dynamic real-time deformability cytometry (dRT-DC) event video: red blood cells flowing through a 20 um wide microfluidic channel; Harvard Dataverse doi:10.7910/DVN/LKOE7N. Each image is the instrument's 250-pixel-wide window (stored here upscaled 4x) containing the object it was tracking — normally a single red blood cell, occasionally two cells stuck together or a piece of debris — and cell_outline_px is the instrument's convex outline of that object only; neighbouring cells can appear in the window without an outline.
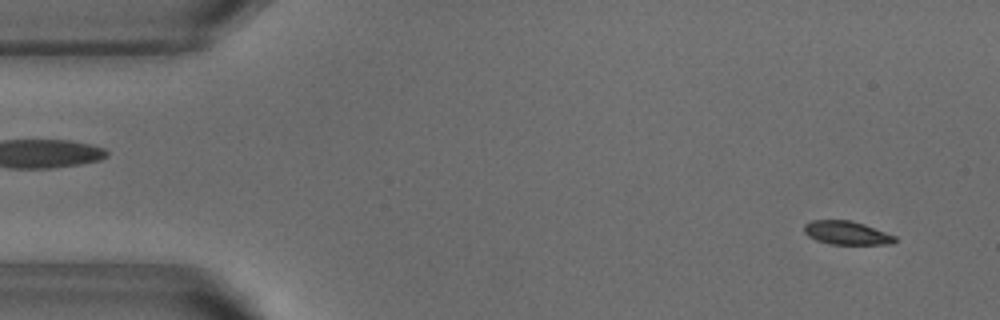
{"species": "common noctule bat (a hibernating species)", "species_latin": "Nyctalus noctula", "temperature_condition": "warm", "stored_images_in_passage": 51, "camera_frame_rate_fps": 3000, "um_per_image_px": 0.085, "animal": {"sex": "male", "body_mass_g": 18.8}, "frame": {"image": 1, "passage_image": 3, "time_ms": 0.667, "image_size_px": [1000, 320], "cell_outline_px": [[896, 240], [892, 244], [832, 244], [816, 240], [808, 236], [804, 232], [804, 224], [812, 220], [852, 220], [864, 224], [896, 236]], "centroid_in_image_um": [71.95, 19.79], "position_along_channel_um": 13.0, "area_um2": 12.43}}
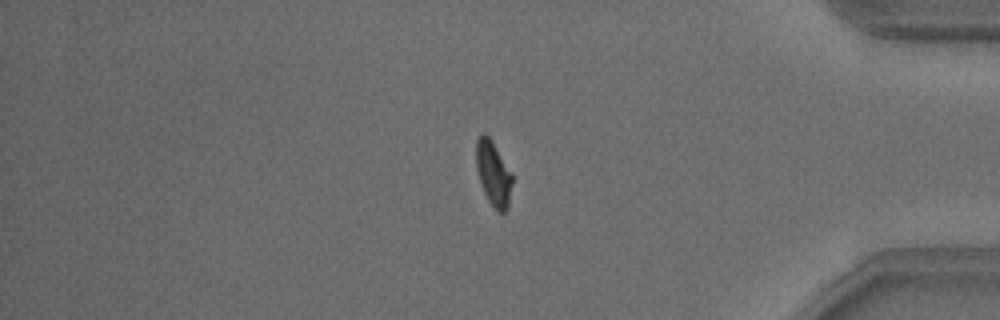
{"frame": {"image": 2, "passage_image": 43, "time_ms": 14.0, "image_size_px": [1000, 320], "cell_outline_px": [[512, 184], [508, 208], [504, 212], [496, 212], [488, 200], [484, 192], [476, 168], [476, 140], [484, 132], [492, 140], [512, 172]], "centroid_in_image_um": [41.94, 14.75], "position_along_channel_um": 393.3, "area_um2": 13.7}}
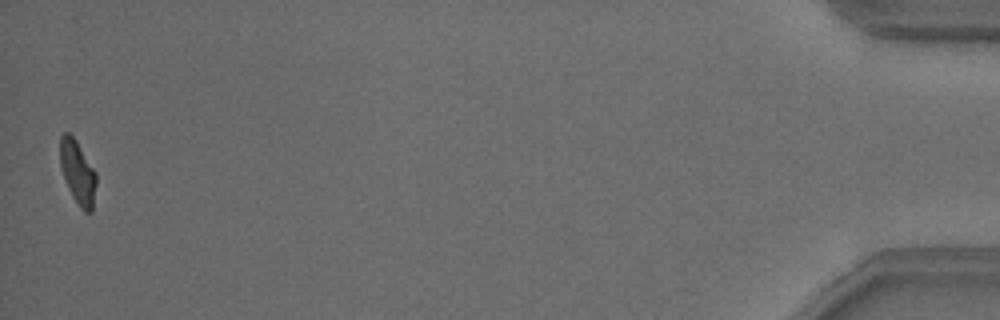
{"frame": {"image": 3, "passage_image": 51, "time_ms": 16.667, "image_size_px": [1000, 320], "cell_outline_px": [[96, 184], [92, 212], [84, 212], [80, 208], [72, 196], [68, 188], [60, 164], [60, 136], [64, 132], [68, 132], [76, 140], [96, 172]], "centroid_in_image_um": [6.6, 14.66], "position_along_channel_um": 428.6, "area_um2": 13.35}, "authors_computed_cell_mechanics": {"area_um2": 13.8142, "velocity_mm_per_s": 3.8418, "shape_relaxation_time_tau1_ms": 2.5154, "shape_relaxation_time_tau2_ms": null, "deformation_change_tau1": 0.1432, "deformation_change_tau2": null}}